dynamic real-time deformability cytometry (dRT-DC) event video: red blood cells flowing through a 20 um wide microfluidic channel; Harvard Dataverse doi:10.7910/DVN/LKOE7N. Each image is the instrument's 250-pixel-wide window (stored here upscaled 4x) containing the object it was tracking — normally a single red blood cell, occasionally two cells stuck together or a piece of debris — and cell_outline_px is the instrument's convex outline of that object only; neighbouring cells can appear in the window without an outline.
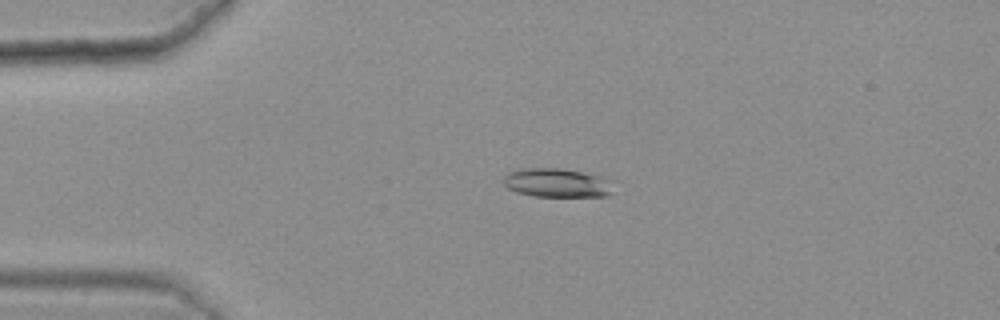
{"species": "common noctule bat (a hibernating species)", "species_latin": "Nyctalus noctula", "temperature_condition": "warm", "stored_images_in_passage": 50, "camera_frame_rate_fps": 3000, "um_per_image_px": 0.085, "animal": {"sex": "female", "body_mass_g": 25.1}, "frame": {"image": 1, "passage_image": 14, "time_ms": 4.333, "image_size_px": [1000, 320], "cell_outline_px": [[616, 180], [612, 192], [608, 196], [532, 196], [516, 192], [508, 188], [500, 180], [508, 172], [524, 168], [564, 168], [604, 176]], "centroid_in_image_um": [47.41, 15.53], "position_along_channel_um": 37.6, "area_um2": 19.13}}
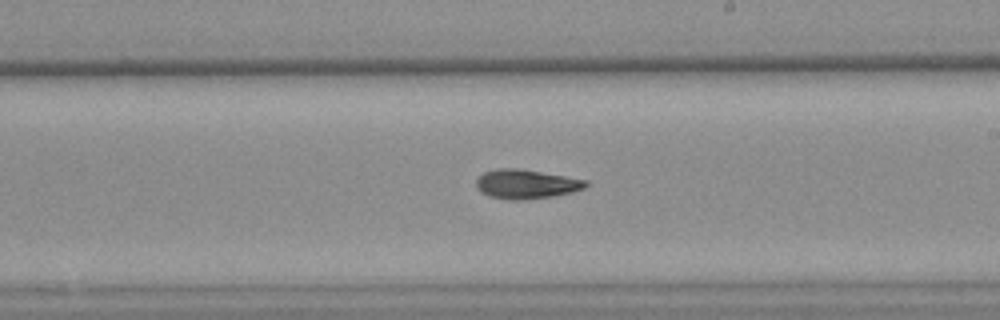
{"frame": {"image": 2, "passage_image": 34, "time_ms": 11.0, "image_size_px": [1000, 320], "cell_outline_px": [[588, 184], [584, 188], [572, 192], [552, 196], [520, 200], [512, 200], [488, 196], [480, 192], [476, 188], [476, 180], [484, 172], [496, 168], [516, 168], [588, 180]], "centroid_in_image_um": [44.69, 15.65], "position_along_channel_um": 244.3, "area_um2": 18.55}}
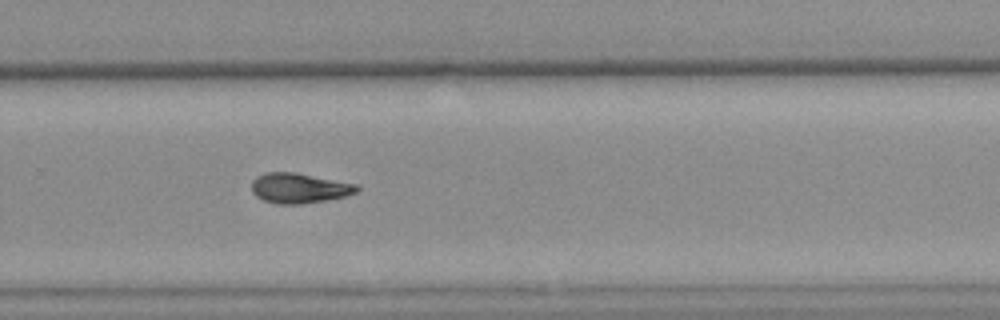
{"frame": {"image": 3, "passage_image": 39, "time_ms": 12.667, "image_size_px": [1000, 320], "cell_outline_px": [[360, 188], [356, 192], [344, 196], [304, 204], [276, 204], [264, 200], [256, 196], [252, 192], [252, 180], [256, 176], [268, 172], [296, 172], [356, 184]], "centroid_in_image_um": [25.4, 15.98], "position_along_channel_um": 304.4, "area_um2": 18.38}}